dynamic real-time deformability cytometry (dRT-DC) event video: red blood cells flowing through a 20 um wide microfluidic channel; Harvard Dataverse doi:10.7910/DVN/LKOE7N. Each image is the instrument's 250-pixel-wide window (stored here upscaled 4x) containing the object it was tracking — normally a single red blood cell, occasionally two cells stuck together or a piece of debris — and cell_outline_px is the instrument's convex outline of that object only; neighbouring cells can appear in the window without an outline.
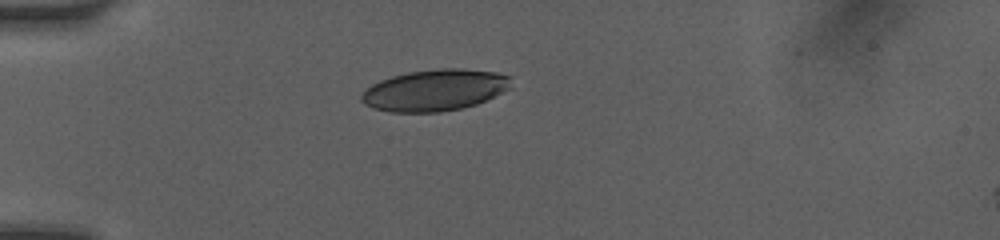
{"species": "human", "species_latin": "Homo sapiens", "temperature_condition": "room temperature", "stored_images_in_passage": 5, "camera_frame_rate_fps": 3000, "um_per_image_px": 0.085, "donor": {"sex": "female"}, "frame": {"image": 1, "passage_image": 1, "time_ms": 0.0, "image_size_px": [1000, 240], "cell_outline_px": [[512, 88], [476, 104], [460, 108], [440, 112], [388, 112], [372, 108], [364, 104], [360, 100], [360, 96], [372, 84], [380, 80], [392, 76], [408, 72], [436, 68], [460, 68], [496, 72], [512, 76]], "centroid_in_image_um": [36.98, 7.65], "position_along_channel_um": 48.0, "area_um2": 36.41}}